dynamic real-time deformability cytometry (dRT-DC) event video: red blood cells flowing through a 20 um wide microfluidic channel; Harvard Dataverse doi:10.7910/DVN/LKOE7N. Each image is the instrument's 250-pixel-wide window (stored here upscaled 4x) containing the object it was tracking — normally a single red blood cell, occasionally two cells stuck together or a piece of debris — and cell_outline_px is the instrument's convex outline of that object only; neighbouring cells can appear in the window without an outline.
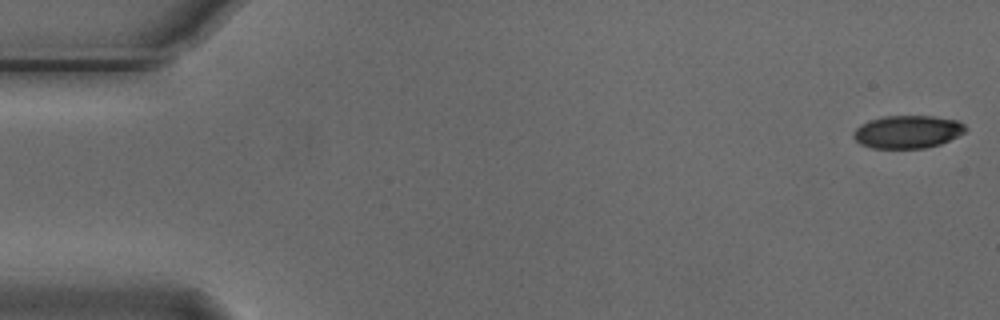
{"species": "Egyptian fruit bat (a non-hibernating species)", "species_latin": "Rousettus aegyptiacus", "temperature_condition": "cold", "stored_images_in_passage": 6, "segment_of_instrument_passage": [1, 2], "camera_frame_rate_fps": 3000, "um_per_image_px": 0.085, "animal": {"sex": "male"}, "frame": {"image": 1, "passage_image": 1, "time_ms": 0.0, "image_size_px": [1000, 320], "cell_outline_px": [[968, 128], [964, 132], [940, 144], [924, 148], [872, 148], [860, 144], [852, 136], [852, 132], [860, 124], [868, 120], [884, 116], [932, 116], [956, 120], [964, 124]], "centroid_in_image_um": [77.1, 11.2], "position_along_channel_um": 7.9, "area_um2": 21.44}}